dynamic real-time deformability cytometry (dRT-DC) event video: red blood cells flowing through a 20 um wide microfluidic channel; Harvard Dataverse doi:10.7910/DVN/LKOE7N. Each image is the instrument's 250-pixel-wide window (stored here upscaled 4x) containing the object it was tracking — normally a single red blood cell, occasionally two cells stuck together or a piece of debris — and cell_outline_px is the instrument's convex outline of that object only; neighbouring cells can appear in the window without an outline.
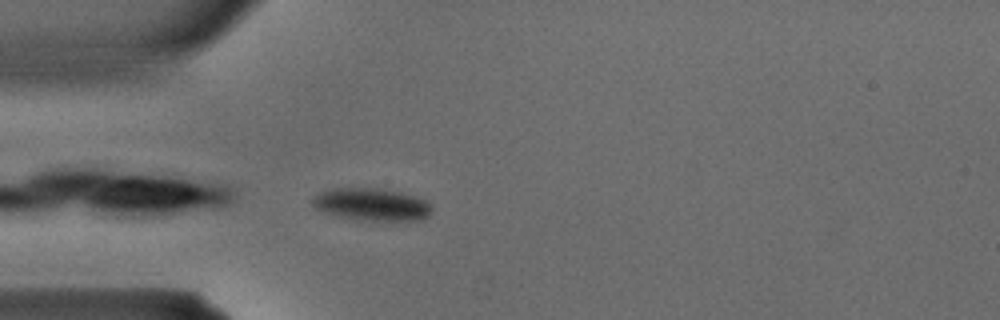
{"species": "common noctule bat (a hibernating species)", "species_latin": "Nyctalus noctula", "temperature_condition": "warm", "stored_images_in_passage": 8, "camera_frame_rate_fps": 3000, "um_per_image_px": 0.085, "animal": {"sex": "male", "body_mass_g": 15.6}, "frame": {"image": 1, "passage_image": 8, "time_ms": 2.333, "image_size_px": [1000, 320], "cell_outline_px": [[432, 212], [428, 216], [420, 220], [372, 220], [340, 216], [316, 208], [312, 204], [312, 196], [320, 192], [332, 188], [380, 188], [400, 192], [424, 200], [432, 204]], "centroid_in_image_um": [31.62, 17.36], "position_along_channel_um": 53.4, "area_um2": 22.2}}